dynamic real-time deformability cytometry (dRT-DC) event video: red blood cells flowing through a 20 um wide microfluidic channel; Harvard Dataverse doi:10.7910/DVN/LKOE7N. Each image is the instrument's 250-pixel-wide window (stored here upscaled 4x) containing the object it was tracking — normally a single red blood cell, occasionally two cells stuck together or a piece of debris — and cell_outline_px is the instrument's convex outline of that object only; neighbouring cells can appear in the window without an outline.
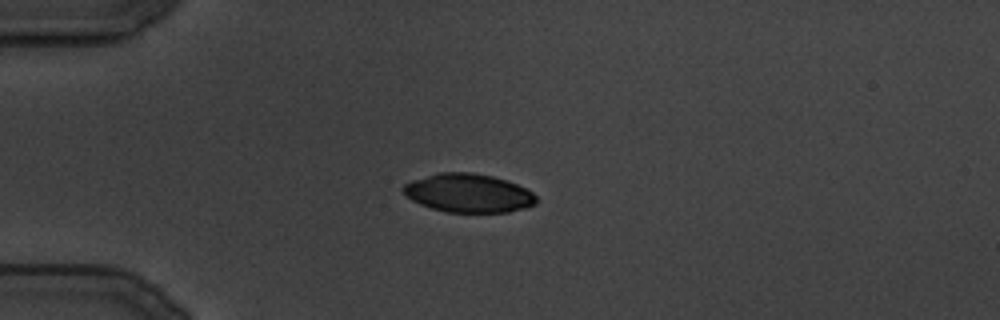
{"species": "common noctule bat (a hibernating species)", "species_latin": "Nyctalus noctula", "temperature_condition": "cold", "stored_images_in_passage": 94, "camera_frame_rate_fps": 3000, "um_per_image_px": 0.085, "animal": {"sex": "male", "body_mass_g": 19.5, "forearm_length_mm": 54.6}, "frame": {"image": 1, "passage_image": 1, "time_ms": 0.0, "image_size_px": [1000, 320], "cell_outline_px": [[536, 204], [524, 208], [508, 212], [448, 212], [432, 208], [420, 204], [412, 200], [404, 192], [404, 184], [412, 180], [440, 172], [472, 172], [492, 176], [516, 184], [532, 192], [536, 196]], "centroid_in_image_um": [39.82, 16.41], "position_along_channel_um": 45.2, "area_um2": 29.59}}
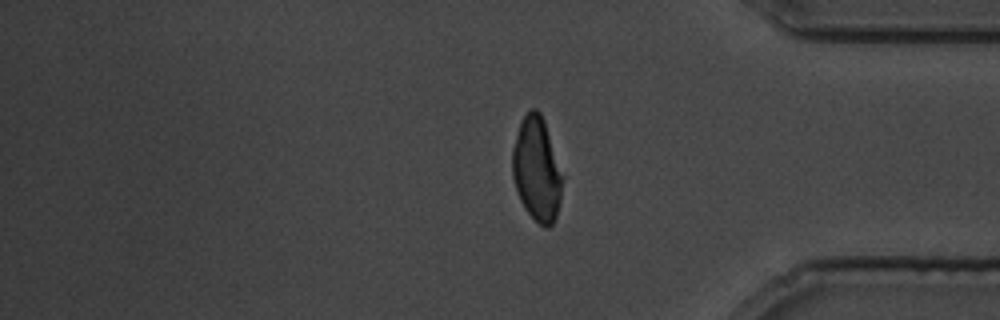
{"frame": {"image": 2, "passage_image": 72, "time_ms": 23.667, "image_size_px": [1000, 320], "cell_outline_px": [[564, 176], [560, 200], [556, 216], [552, 224], [548, 228], [544, 228], [524, 208], [520, 200], [512, 176], [512, 148], [520, 124], [524, 116], [532, 108], [536, 108], [540, 112], [544, 120]], "centroid_in_image_um": [45.64, 14.4], "position_along_channel_um": 389.6, "area_um2": 30.35}}
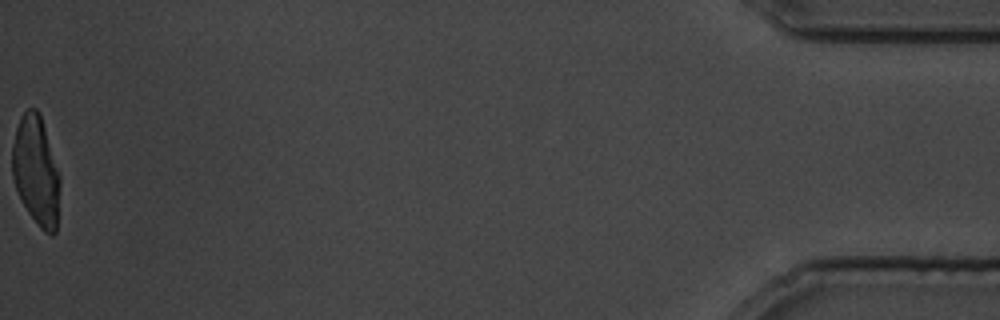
{"frame": {"image": 3, "passage_image": 94, "time_ms": 31.0, "image_size_px": [1000, 320], "cell_outline_px": [[60, 184], [56, 232], [52, 236], [44, 232], [40, 228], [28, 212], [16, 188], [12, 176], [12, 144], [16, 128], [20, 116], [28, 108], [36, 108], [40, 112], [60, 176]], "centroid_in_image_um": [3.07, 14.51], "position_along_channel_um": 432.1, "area_um2": 30.46}}